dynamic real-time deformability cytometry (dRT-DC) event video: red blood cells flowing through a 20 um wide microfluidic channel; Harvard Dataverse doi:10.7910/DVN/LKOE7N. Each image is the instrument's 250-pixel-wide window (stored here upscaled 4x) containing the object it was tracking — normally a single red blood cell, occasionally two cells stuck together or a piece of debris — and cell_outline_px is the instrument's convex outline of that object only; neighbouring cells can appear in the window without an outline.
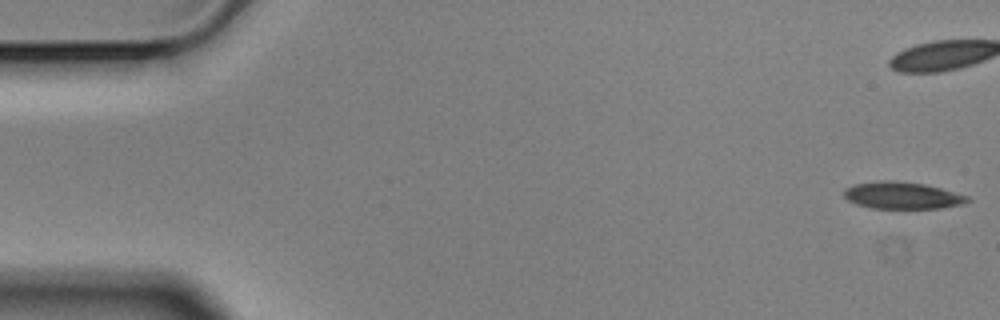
{"species": "Egyptian fruit bat (a non-hibernating species)", "species_latin": "Rousettus aegyptiacus", "temperature_condition": "cold", "stored_images_in_passage": 57, "camera_frame_rate_fps": 3000, "um_per_image_px": 0.085, "animal": {"sex": "male"}, "frame": {"image": 1, "passage_image": 1, "time_ms": 0.0, "image_size_px": [1000, 320], "cell_outline_px": [[972, 200], [964, 204], [940, 208], [872, 208], [856, 204], [848, 200], [844, 196], [844, 188], [852, 184], [884, 180], [892, 180], [924, 184], [940, 188], [968, 196]], "centroid_in_image_um": [76.68, 16.61], "position_along_channel_um": 8.3, "area_um2": 19.42}, "authors_computed_cell_mechanics": {"area_um2": 20.23, "velocity_mm_per_s": 3.5349, "shape_relaxation_time_tau1_ms": 6.8582, "shape_relaxation_time_tau2_ms": 6.1084, "deformation_change_tau1": 0.1676, "deformation_change_tau2": 0.1683}}